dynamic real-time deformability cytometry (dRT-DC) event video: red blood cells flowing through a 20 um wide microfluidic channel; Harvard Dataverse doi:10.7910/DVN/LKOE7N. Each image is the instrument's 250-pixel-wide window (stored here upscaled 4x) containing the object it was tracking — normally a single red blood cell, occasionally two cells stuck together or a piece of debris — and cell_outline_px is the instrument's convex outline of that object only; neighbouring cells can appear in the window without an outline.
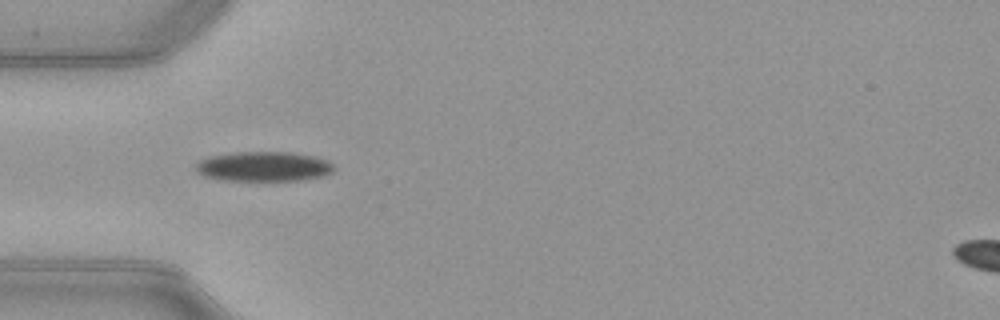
{"species": "common noctule bat (a hibernating species)", "species_latin": "Nyctalus noctula", "temperature_condition": "warm", "stored_images_in_passage": 36, "camera_frame_rate_fps": 3000, "um_per_image_px": 0.085, "animal": {"sex": "female", "body_mass_g": 21.9}, "frame": {"image": 1, "passage_image": 1, "time_ms": 0.0, "image_size_px": [1000, 320], "cell_outline_px": [[336, 168], [332, 172], [324, 176], [300, 180], [220, 180], [204, 176], [196, 172], [196, 164], [200, 160], [208, 156], [236, 152], [292, 152], [312, 156], [328, 160]], "centroid_in_image_um": [22.41, 14.15], "position_along_channel_um": 62.6, "area_um2": 24.04}}
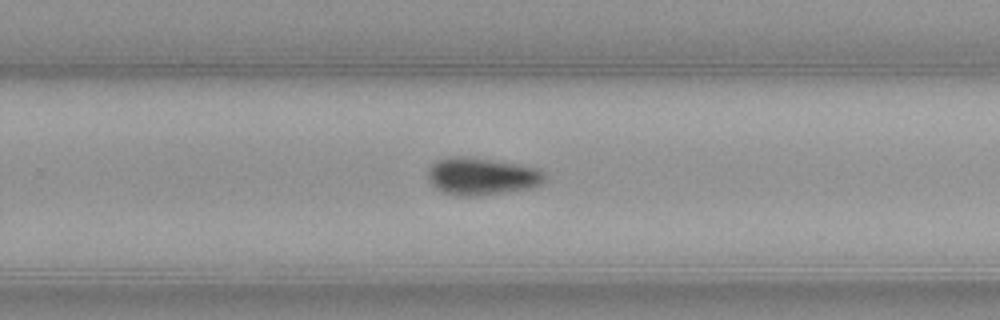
{"frame": {"image": 2, "passage_image": 18, "time_ms": 5.667, "image_size_px": [1000, 320], "cell_outline_px": [[544, 180], [540, 184], [532, 188], [476, 196], [456, 196], [440, 192], [428, 180], [428, 168], [436, 160], [448, 156], [468, 156], [496, 160], [540, 168], [544, 172]], "centroid_in_image_um": [40.91, 14.97], "position_along_channel_um": 288.9, "area_um2": 25.84}}
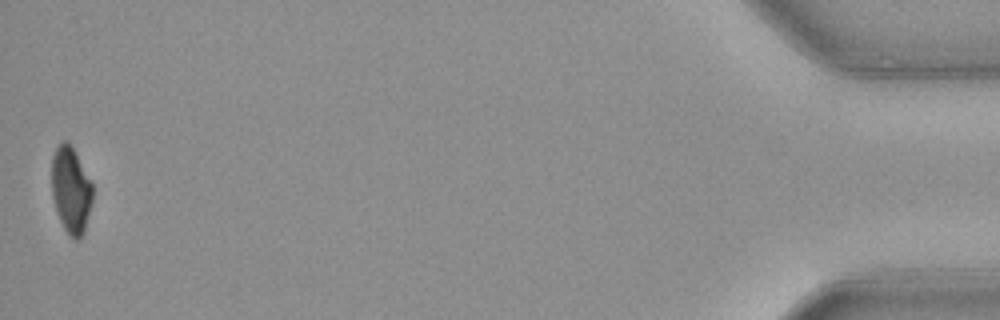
{"frame": {"image": 3, "passage_image": 36, "time_ms": 11.667, "image_size_px": [1000, 320], "cell_outline_px": [[92, 200], [84, 232], [80, 240], [76, 240], [68, 236], [60, 220], [52, 196], [52, 156], [56, 148], [64, 140], [68, 140], [92, 184]], "centroid_in_image_um": [6.02, 16.18], "position_along_channel_um": 429.2, "area_um2": 20.35}, "authors_computed_cell_mechanics": {"area_um2": 24.1893, "velocity_mm_per_s": 3.9998, "shape_relaxation_time_tau1_ms": 7.3916, "shape_relaxation_time_tau2_ms": null, "deformation_change_tau1": 0.1852, "deformation_change_tau2": null}}